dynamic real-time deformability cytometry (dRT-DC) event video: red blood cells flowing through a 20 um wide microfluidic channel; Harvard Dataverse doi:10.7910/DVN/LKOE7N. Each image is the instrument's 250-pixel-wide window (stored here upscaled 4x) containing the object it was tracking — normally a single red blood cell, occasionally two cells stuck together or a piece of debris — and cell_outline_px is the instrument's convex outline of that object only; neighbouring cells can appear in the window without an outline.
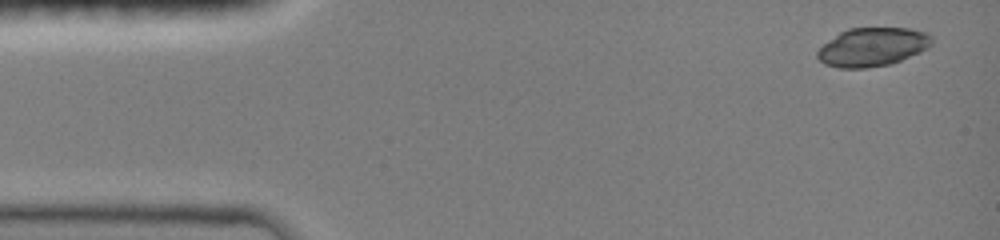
{"species": "common noctule bat (a hibernating species)", "species_latin": "Nyctalus noctula", "temperature_condition": "room temperature", "stored_images_in_passage": 38, "camera_frame_rate_fps": 3000, "um_per_image_px": 0.085, "animal": {"sex": "female", "body_mass_g": 19.0, "forearm_length_mm": 51.5}, "frame": {"image": 1, "passage_image": 1, "time_ms": 0.0, "image_size_px": [1000, 240], "cell_outline_px": [[932, 44], [928, 48], [920, 52], [892, 64], [864, 68], [840, 68], [824, 64], [816, 56], [816, 52], [824, 44], [840, 32], [848, 28], [908, 28], [928, 32], [932, 36]], "centroid_in_image_um": [74.18, 3.99], "position_along_channel_um": 10.8, "area_um2": 25.84}}
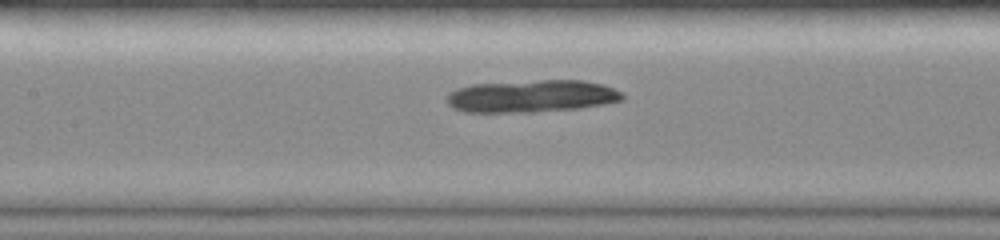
{"frame": {"image": 2, "passage_image": 14, "time_ms": 4.333, "image_size_px": [1000, 240], "cell_outline_px": [[624, 100], [604, 104], [580, 108], [536, 112], [464, 112], [452, 108], [448, 104], [444, 96], [448, 92], [456, 88], [472, 84], [540, 80], [584, 80], [604, 84], [620, 92], [624, 96]], "centroid_in_image_um": [45.15, 8.17], "position_along_channel_um": 162.3, "area_um2": 33.52}}
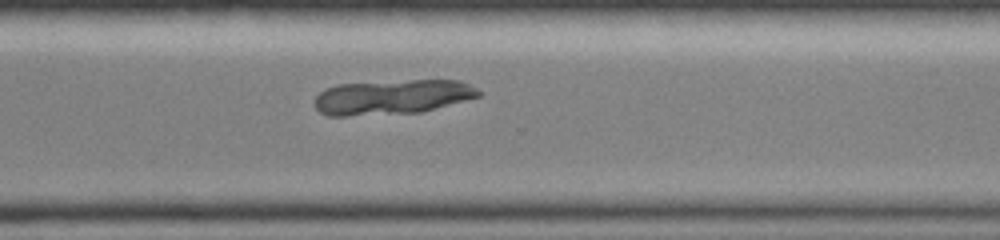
{"frame": {"image": 3, "passage_image": 27, "time_ms": 8.667, "image_size_px": [1000, 240], "cell_outline_px": [[484, 92], [480, 96], [420, 112], [344, 116], [328, 116], [320, 112], [312, 104], [316, 96], [324, 88], [336, 84], [412, 80], [460, 80]], "centroid_in_image_um": [33.29, 8.24], "position_along_channel_um": 337.3, "area_um2": 33.29}}